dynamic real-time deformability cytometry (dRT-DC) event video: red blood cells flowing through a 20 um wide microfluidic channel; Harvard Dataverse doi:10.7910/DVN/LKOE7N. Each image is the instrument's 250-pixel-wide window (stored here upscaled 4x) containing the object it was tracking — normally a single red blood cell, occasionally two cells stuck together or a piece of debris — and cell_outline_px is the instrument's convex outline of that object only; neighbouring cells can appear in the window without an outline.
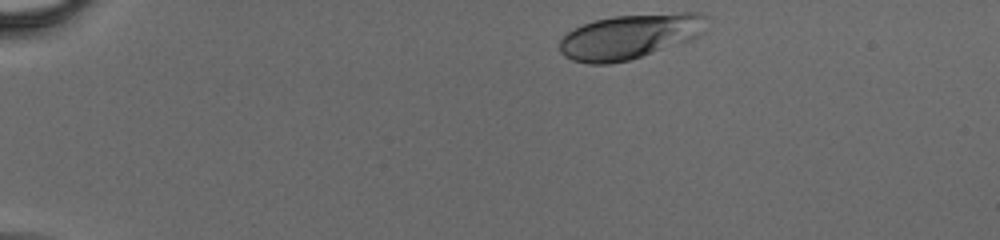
{"species": "human", "species_latin": "Homo sapiens", "temperature_condition": "cold", "stored_images_in_passage": 36, "camera_frame_rate_fps": 3000, "um_per_image_px": 0.085, "donor": {"sex": "male"}, "frame": {"image": 1, "passage_image": 1, "time_ms": 0.0, "image_size_px": [1000, 240], "cell_outline_px": [[704, 32], [700, 36], [692, 40], [628, 60], [608, 64], [588, 64], [572, 60], [564, 56], [560, 52], [560, 40], [568, 32], [584, 24], [596, 20], [616, 16], [680, 12], [700, 12], [704, 16]], "centroid_in_image_um": [53.54, 3.1], "position_along_channel_um": 31.5, "area_um2": 38.15}}
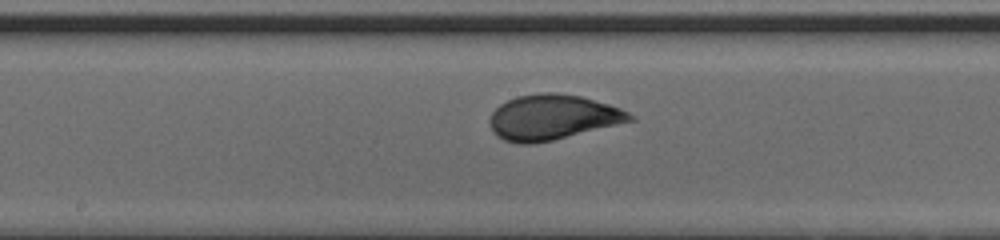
{"frame": {"image": 2, "passage_image": 18, "time_ms": 5.667, "image_size_px": [1000, 240], "cell_outline_px": [[636, 120], [552, 140], [532, 144], [520, 144], [504, 140], [496, 136], [492, 132], [488, 124], [488, 120], [492, 112], [500, 104], [516, 96], [540, 92], [552, 92], [580, 96], [608, 104], [620, 108], [636, 116]], "centroid_in_image_um": [46.93, 9.97], "position_along_channel_um": 201.3, "area_um2": 37.05}}
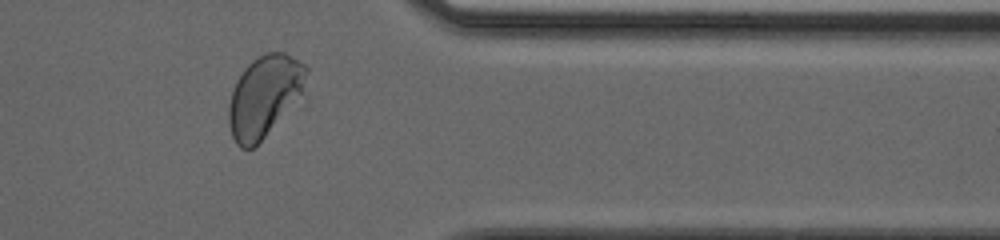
{"frame": {"image": 3, "passage_image": 31, "time_ms": 10.0, "image_size_px": [1000, 240], "cell_outline_px": [[308, 72], [300, 92], [264, 136], [252, 148], [240, 148], [236, 144], [232, 136], [228, 120], [228, 108], [232, 92], [236, 80], [244, 68], [252, 60], [264, 52], [284, 52], [304, 64], [308, 68]], "centroid_in_image_um": [22.4, 8.12], "position_along_channel_um": 389.0, "area_um2": 35.49}}